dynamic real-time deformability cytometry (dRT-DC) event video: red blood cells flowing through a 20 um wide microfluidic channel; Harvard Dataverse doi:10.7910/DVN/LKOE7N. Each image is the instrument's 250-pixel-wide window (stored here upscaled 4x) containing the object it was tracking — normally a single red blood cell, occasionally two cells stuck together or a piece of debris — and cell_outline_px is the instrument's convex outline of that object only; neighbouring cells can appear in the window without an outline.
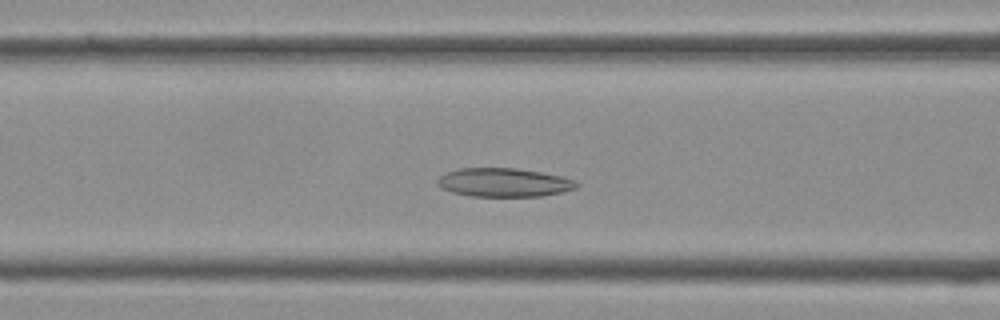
{"species": "Egyptian fruit bat (a non-hibernating species)", "species_latin": "Rousettus aegyptiacus", "temperature_condition": "cold", "stored_images_in_passage": 37, "camera_frame_rate_fps": 3000, "um_per_image_px": 0.085, "frame": {"image": 1, "passage_image": 14, "time_ms": 4.333, "image_size_px": [1000, 320], "cell_outline_px": [[580, 184], [576, 188], [564, 192], [540, 196], [468, 196], [452, 192], [440, 188], [436, 184], [436, 180], [440, 176], [448, 172], [460, 168], [516, 168], [540, 172], [560, 176], [576, 180]], "centroid_in_image_um": [42.83, 15.51], "position_along_channel_um": 123.8, "area_um2": 23.35}}
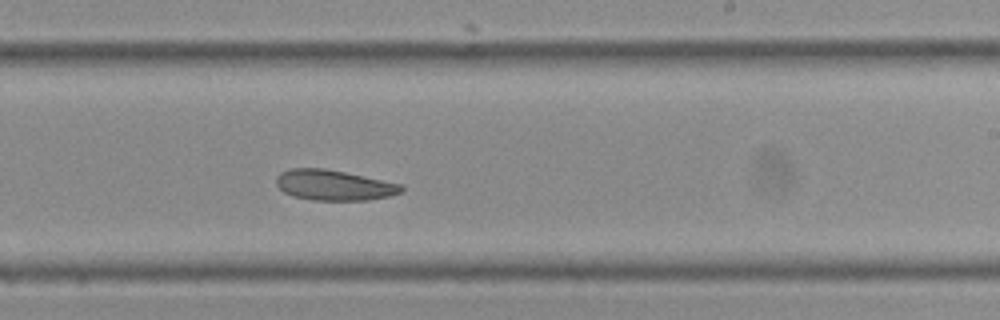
{"frame": {"image": 2, "passage_image": 22, "time_ms": 7.0, "image_size_px": [1000, 320], "cell_outline_px": [[404, 188], [400, 192], [388, 196], [364, 200], [312, 200], [292, 196], [284, 192], [276, 184], [276, 176], [280, 172], [292, 168], [324, 168], [344, 172], [400, 184]], "centroid_in_image_um": [28.31, 15.73], "position_along_channel_um": 260.7, "area_um2": 21.91}}
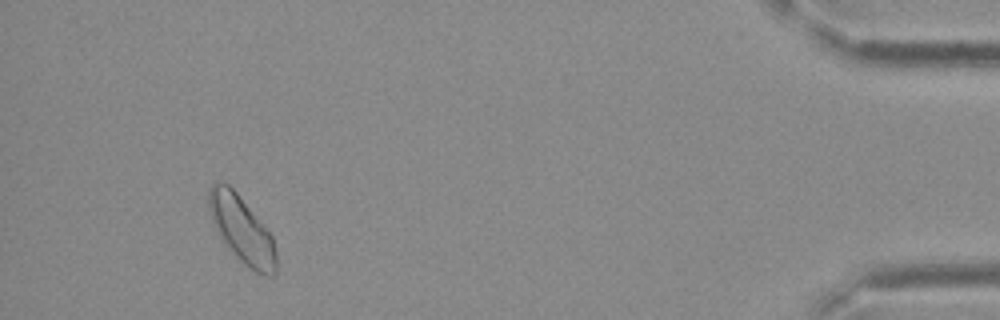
{"frame": {"image": 3, "passage_image": 35, "time_ms": 11.333, "image_size_px": [1000, 320], "cell_outline_px": [[276, 276], [264, 276], [248, 268], [220, 240], [216, 232], [208, 208], [208, 188], [216, 180], [220, 180], [228, 184], [236, 192], [260, 220], [272, 236], [276, 252]], "centroid_in_image_um": [20.52, 19.51], "position_along_channel_um": 414.7, "area_um2": 26.53}}